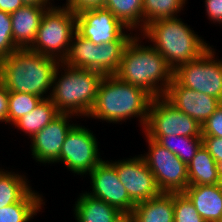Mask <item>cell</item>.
Here are the masks:
<instances>
[{"label":"cell","mask_w":222,"mask_h":222,"mask_svg":"<svg viewBox=\"0 0 222 222\" xmlns=\"http://www.w3.org/2000/svg\"><path fill=\"white\" fill-rule=\"evenodd\" d=\"M75 115L60 113L54 120L31 138V155L36 162L58 163L65 137L75 125L70 121ZM71 119V120H69Z\"/></svg>","instance_id":"obj_15"},{"label":"cell","mask_w":222,"mask_h":222,"mask_svg":"<svg viewBox=\"0 0 222 222\" xmlns=\"http://www.w3.org/2000/svg\"><path fill=\"white\" fill-rule=\"evenodd\" d=\"M42 99L30 93L9 91L8 123L13 125L22 116L33 111Z\"/></svg>","instance_id":"obj_28"},{"label":"cell","mask_w":222,"mask_h":222,"mask_svg":"<svg viewBox=\"0 0 222 222\" xmlns=\"http://www.w3.org/2000/svg\"><path fill=\"white\" fill-rule=\"evenodd\" d=\"M148 152L141 154L153 173L156 184L162 193L184 192L189 186L187 164L174 153L145 134Z\"/></svg>","instance_id":"obj_9"},{"label":"cell","mask_w":222,"mask_h":222,"mask_svg":"<svg viewBox=\"0 0 222 222\" xmlns=\"http://www.w3.org/2000/svg\"><path fill=\"white\" fill-rule=\"evenodd\" d=\"M59 63L55 58L29 49H18L0 60V81L8 91L30 93L46 99L50 96Z\"/></svg>","instance_id":"obj_3"},{"label":"cell","mask_w":222,"mask_h":222,"mask_svg":"<svg viewBox=\"0 0 222 222\" xmlns=\"http://www.w3.org/2000/svg\"><path fill=\"white\" fill-rule=\"evenodd\" d=\"M104 3L105 0H66L64 6L78 13L84 9L103 7Z\"/></svg>","instance_id":"obj_33"},{"label":"cell","mask_w":222,"mask_h":222,"mask_svg":"<svg viewBox=\"0 0 222 222\" xmlns=\"http://www.w3.org/2000/svg\"><path fill=\"white\" fill-rule=\"evenodd\" d=\"M114 222H137L132 212H121Z\"/></svg>","instance_id":"obj_37"},{"label":"cell","mask_w":222,"mask_h":222,"mask_svg":"<svg viewBox=\"0 0 222 222\" xmlns=\"http://www.w3.org/2000/svg\"><path fill=\"white\" fill-rule=\"evenodd\" d=\"M73 206L74 218L77 222H114L121 213L114 206L86 192L80 193Z\"/></svg>","instance_id":"obj_19"},{"label":"cell","mask_w":222,"mask_h":222,"mask_svg":"<svg viewBox=\"0 0 222 222\" xmlns=\"http://www.w3.org/2000/svg\"><path fill=\"white\" fill-rule=\"evenodd\" d=\"M48 8L50 7L25 4L10 14L13 41L19 49H29L32 46L43 15Z\"/></svg>","instance_id":"obj_17"},{"label":"cell","mask_w":222,"mask_h":222,"mask_svg":"<svg viewBox=\"0 0 222 222\" xmlns=\"http://www.w3.org/2000/svg\"><path fill=\"white\" fill-rule=\"evenodd\" d=\"M9 91L0 81V122L8 124Z\"/></svg>","instance_id":"obj_35"},{"label":"cell","mask_w":222,"mask_h":222,"mask_svg":"<svg viewBox=\"0 0 222 222\" xmlns=\"http://www.w3.org/2000/svg\"><path fill=\"white\" fill-rule=\"evenodd\" d=\"M187 0H143V24L145 27L157 20L175 18L180 15Z\"/></svg>","instance_id":"obj_27"},{"label":"cell","mask_w":222,"mask_h":222,"mask_svg":"<svg viewBox=\"0 0 222 222\" xmlns=\"http://www.w3.org/2000/svg\"><path fill=\"white\" fill-rule=\"evenodd\" d=\"M174 222H205L193 202L184 193H173Z\"/></svg>","instance_id":"obj_29"},{"label":"cell","mask_w":222,"mask_h":222,"mask_svg":"<svg viewBox=\"0 0 222 222\" xmlns=\"http://www.w3.org/2000/svg\"><path fill=\"white\" fill-rule=\"evenodd\" d=\"M75 33L76 13L63 4L62 7L54 4L45 11L29 50L63 62Z\"/></svg>","instance_id":"obj_6"},{"label":"cell","mask_w":222,"mask_h":222,"mask_svg":"<svg viewBox=\"0 0 222 222\" xmlns=\"http://www.w3.org/2000/svg\"><path fill=\"white\" fill-rule=\"evenodd\" d=\"M24 5L22 0H0V11L12 14Z\"/></svg>","instance_id":"obj_36"},{"label":"cell","mask_w":222,"mask_h":222,"mask_svg":"<svg viewBox=\"0 0 222 222\" xmlns=\"http://www.w3.org/2000/svg\"><path fill=\"white\" fill-rule=\"evenodd\" d=\"M127 31L128 28L104 7L84 9L76 13V33L96 45L117 39H132L136 35Z\"/></svg>","instance_id":"obj_12"},{"label":"cell","mask_w":222,"mask_h":222,"mask_svg":"<svg viewBox=\"0 0 222 222\" xmlns=\"http://www.w3.org/2000/svg\"><path fill=\"white\" fill-rule=\"evenodd\" d=\"M92 191L90 196L103 200L120 212H132L136 203L129 197L120 182L115 166L108 160H102L89 174Z\"/></svg>","instance_id":"obj_14"},{"label":"cell","mask_w":222,"mask_h":222,"mask_svg":"<svg viewBox=\"0 0 222 222\" xmlns=\"http://www.w3.org/2000/svg\"><path fill=\"white\" fill-rule=\"evenodd\" d=\"M217 185L222 189V166L219 167V175H218Z\"/></svg>","instance_id":"obj_39"},{"label":"cell","mask_w":222,"mask_h":222,"mask_svg":"<svg viewBox=\"0 0 222 222\" xmlns=\"http://www.w3.org/2000/svg\"><path fill=\"white\" fill-rule=\"evenodd\" d=\"M104 8L110 10L130 31L140 34L144 29L143 0H105ZM138 29V31H137Z\"/></svg>","instance_id":"obj_24"},{"label":"cell","mask_w":222,"mask_h":222,"mask_svg":"<svg viewBox=\"0 0 222 222\" xmlns=\"http://www.w3.org/2000/svg\"><path fill=\"white\" fill-rule=\"evenodd\" d=\"M24 4L27 5H36V6H44V7H52L54 4L51 3L54 0H22Z\"/></svg>","instance_id":"obj_38"},{"label":"cell","mask_w":222,"mask_h":222,"mask_svg":"<svg viewBox=\"0 0 222 222\" xmlns=\"http://www.w3.org/2000/svg\"><path fill=\"white\" fill-rule=\"evenodd\" d=\"M202 145L209 151L219 166H222V138L202 136Z\"/></svg>","instance_id":"obj_32"},{"label":"cell","mask_w":222,"mask_h":222,"mask_svg":"<svg viewBox=\"0 0 222 222\" xmlns=\"http://www.w3.org/2000/svg\"><path fill=\"white\" fill-rule=\"evenodd\" d=\"M152 99L144 89L121 81L116 75H104L88 118L118 124L136 117L144 130Z\"/></svg>","instance_id":"obj_1"},{"label":"cell","mask_w":222,"mask_h":222,"mask_svg":"<svg viewBox=\"0 0 222 222\" xmlns=\"http://www.w3.org/2000/svg\"><path fill=\"white\" fill-rule=\"evenodd\" d=\"M136 34L125 47L115 74L121 81L140 87L153 98L162 97L172 82L174 70L151 45H143ZM160 82V83H159Z\"/></svg>","instance_id":"obj_2"},{"label":"cell","mask_w":222,"mask_h":222,"mask_svg":"<svg viewBox=\"0 0 222 222\" xmlns=\"http://www.w3.org/2000/svg\"><path fill=\"white\" fill-rule=\"evenodd\" d=\"M202 136L222 138V104L202 125Z\"/></svg>","instance_id":"obj_31"},{"label":"cell","mask_w":222,"mask_h":222,"mask_svg":"<svg viewBox=\"0 0 222 222\" xmlns=\"http://www.w3.org/2000/svg\"><path fill=\"white\" fill-rule=\"evenodd\" d=\"M130 41L131 39H117L96 45L75 33L63 63L73 68L98 71L103 75H115Z\"/></svg>","instance_id":"obj_7"},{"label":"cell","mask_w":222,"mask_h":222,"mask_svg":"<svg viewBox=\"0 0 222 222\" xmlns=\"http://www.w3.org/2000/svg\"><path fill=\"white\" fill-rule=\"evenodd\" d=\"M59 114V111L52 103L51 99L46 98L42 99L33 111L22 116L13 125L18 130L21 129L29 138H32Z\"/></svg>","instance_id":"obj_23"},{"label":"cell","mask_w":222,"mask_h":222,"mask_svg":"<svg viewBox=\"0 0 222 222\" xmlns=\"http://www.w3.org/2000/svg\"><path fill=\"white\" fill-rule=\"evenodd\" d=\"M212 47L198 59L179 65L173 77L182 86L210 95L222 103V61L215 58Z\"/></svg>","instance_id":"obj_8"},{"label":"cell","mask_w":222,"mask_h":222,"mask_svg":"<svg viewBox=\"0 0 222 222\" xmlns=\"http://www.w3.org/2000/svg\"><path fill=\"white\" fill-rule=\"evenodd\" d=\"M132 213L137 222H174L173 193H161L139 202Z\"/></svg>","instance_id":"obj_20"},{"label":"cell","mask_w":222,"mask_h":222,"mask_svg":"<svg viewBox=\"0 0 222 222\" xmlns=\"http://www.w3.org/2000/svg\"><path fill=\"white\" fill-rule=\"evenodd\" d=\"M139 35L152 43L150 45L165 58L173 70L181 64L198 59L210 49V44L179 17L154 21Z\"/></svg>","instance_id":"obj_4"},{"label":"cell","mask_w":222,"mask_h":222,"mask_svg":"<svg viewBox=\"0 0 222 222\" xmlns=\"http://www.w3.org/2000/svg\"><path fill=\"white\" fill-rule=\"evenodd\" d=\"M163 97L201 126L222 104L217 98L182 86L174 77Z\"/></svg>","instance_id":"obj_16"},{"label":"cell","mask_w":222,"mask_h":222,"mask_svg":"<svg viewBox=\"0 0 222 222\" xmlns=\"http://www.w3.org/2000/svg\"><path fill=\"white\" fill-rule=\"evenodd\" d=\"M204 2L210 22L222 25V0H205Z\"/></svg>","instance_id":"obj_34"},{"label":"cell","mask_w":222,"mask_h":222,"mask_svg":"<svg viewBox=\"0 0 222 222\" xmlns=\"http://www.w3.org/2000/svg\"><path fill=\"white\" fill-rule=\"evenodd\" d=\"M219 167L209 151L201 145L187 165L189 186L217 184Z\"/></svg>","instance_id":"obj_21"},{"label":"cell","mask_w":222,"mask_h":222,"mask_svg":"<svg viewBox=\"0 0 222 222\" xmlns=\"http://www.w3.org/2000/svg\"><path fill=\"white\" fill-rule=\"evenodd\" d=\"M44 205L42 194L31 189L19 202L0 208V222H30Z\"/></svg>","instance_id":"obj_22"},{"label":"cell","mask_w":222,"mask_h":222,"mask_svg":"<svg viewBox=\"0 0 222 222\" xmlns=\"http://www.w3.org/2000/svg\"><path fill=\"white\" fill-rule=\"evenodd\" d=\"M143 132L147 136L202 137V126L162 96L152 99Z\"/></svg>","instance_id":"obj_11"},{"label":"cell","mask_w":222,"mask_h":222,"mask_svg":"<svg viewBox=\"0 0 222 222\" xmlns=\"http://www.w3.org/2000/svg\"><path fill=\"white\" fill-rule=\"evenodd\" d=\"M103 77L98 71L73 68L60 62L54 74L49 98L59 113L87 118L95 104L98 86Z\"/></svg>","instance_id":"obj_5"},{"label":"cell","mask_w":222,"mask_h":222,"mask_svg":"<svg viewBox=\"0 0 222 222\" xmlns=\"http://www.w3.org/2000/svg\"><path fill=\"white\" fill-rule=\"evenodd\" d=\"M109 161L115 166L120 182L136 204L162 193L141 154L118 161Z\"/></svg>","instance_id":"obj_13"},{"label":"cell","mask_w":222,"mask_h":222,"mask_svg":"<svg viewBox=\"0 0 222 222\" xmlns=\"http://www.w3.org/2000/svg\"><path fill=\"white\" fill-rule=\"evenodd\" d=\"M174 153L182 162L189 164L202 145V137L148 136Z\"/></svg>","instance_id":"obj_26"},{"label":"cell","mask_w":222,"mask_h":222,"mask_svg":"<svg viewBox=\"0 0 222 222\" xmlns=\"http://www.w3.org/2000/svg\"><path fill=\"white\" fill-rule=\"evenodd\" d=\"M95 135L90 129L75 123L65 137L58 163L64 164L74 175L86 177L103 160Z\"/></svg>","instance_id":"obj_10"},{"label":"cell","mask_w":222,"mask_h":222,"mask_svg":"<svg viewBox=\"0 0 222 222\" xmlns=\"http://www.w3.org/2000/svg\"><path fill=\"white\" fill-rule=\"evenodd\" d=\"M29 183L26 175L3 168L0 171V208L19 202L32 189Z\"/></svg>","instance_id":"obj_25"},{"label":"cell","mask_w":222,"mask_h":222,"mask_svg":"<svg viewBox=\"0 0 222 222\" xmlns=\"http://www.w3.org/2000/svg\"><path fill=\"white\" fill-rule=\"evenodd\" d=\"M184 193L205 222H219L222 216V189L217 185L188 186Z\"/></svg>","instance_id":"obj_18"},{"label":"cell","mask_w":222,"mask_h":222,"mask_svg":"<svg viewBox=\"0 0 222 222\" xmlns=\"http://www.w3.org/2000/svg\"><path fill=\"white\" fill-rule=\"evenodd\" d=\"M18 49L13 41L11 16L0 11V60Z\"/></svg>","instance_id":"obj_30"}]
</instances>
